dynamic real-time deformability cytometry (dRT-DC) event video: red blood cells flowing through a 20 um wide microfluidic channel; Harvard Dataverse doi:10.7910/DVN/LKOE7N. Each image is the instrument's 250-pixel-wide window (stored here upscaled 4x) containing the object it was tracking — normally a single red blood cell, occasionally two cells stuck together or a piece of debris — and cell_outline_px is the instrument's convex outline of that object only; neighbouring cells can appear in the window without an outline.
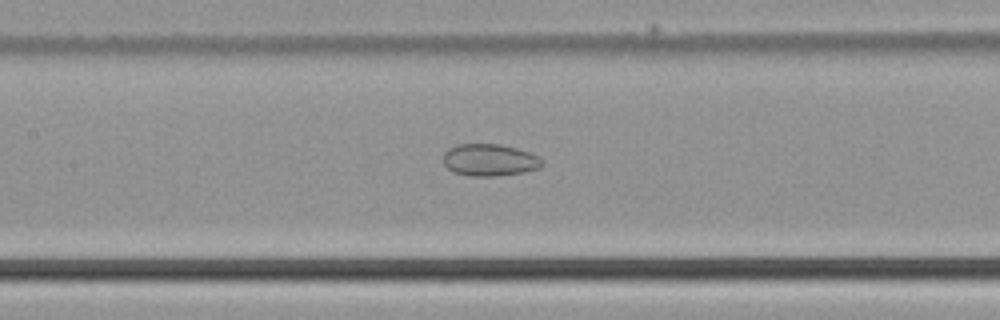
{"species": "common noctule bat (a hibernating species)", "species_latin": "Nyctalus noctula", "temperature_condition": "cold", "stored_images_in_passage": 51, "camera_frame_rate_fps": 3000, "um_per_image_px": 0.085, "animal": {"sex": "male", "body_mass_g": 21.5, "forearm_length_mm": 52.0}, "frame": {"image": 1, "passage_image": 24, "time_ms": 7.667, "image_size_px": [1000, 320], "cell_outline_px": [[544, 164], [540, 168], [524, 172], [496, 176], [472, 176], [456, 172], [448, 168], [444, 164], [444, 152], [448, 148], [456, 144], [500, 144], [516, 148], [528, 152], [536, 156]], "centroid_in_image_um": [41.6, 13.59], "position_along_channel_um": 165.8, "area_um2": 18.32}}
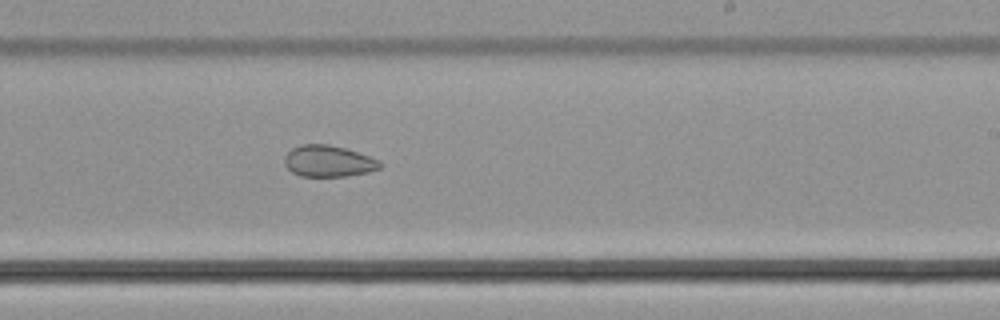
{"frame": {"image": 2, "passage_image": 31, "time_ms": 10.0, "image_size_px": [1000, 320], "cell_outline_px": [[384, 164], [380, 168], [368, 172], [344, 176], [300, 176], [292, 172], [284, 164], [284, 156], [292, 148], [300, 144], [328, 144], [344, 148], [380, 160]], "centroid_in_image_um": [27.9, 13.69], "position_along_channel_um": 261.1, "area_um2": 17.46}}
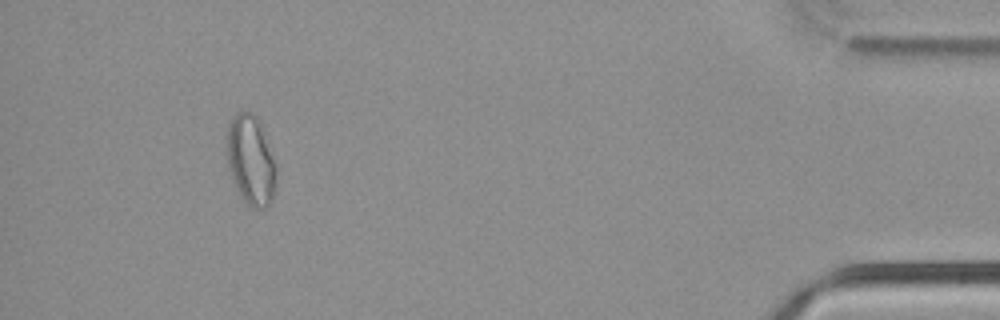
{"frame": {"image": 3, "passage_image": 47, "time_ms": 15.333, "image_size_px": [1000, 320], "cell_outline_px": [[276, 188], [272, 200], [264, 208], [252, 208], [240, 196], [232, 180], [228, 168], [228, 124], [232, 116], [240, 108], [244, 108], [252, 112], [260, 120], [276, 168]], "centroid_in_image_um": [21.32, 13.58], "position_along_channel_um": 413.9, "area_um2": 26.07}}